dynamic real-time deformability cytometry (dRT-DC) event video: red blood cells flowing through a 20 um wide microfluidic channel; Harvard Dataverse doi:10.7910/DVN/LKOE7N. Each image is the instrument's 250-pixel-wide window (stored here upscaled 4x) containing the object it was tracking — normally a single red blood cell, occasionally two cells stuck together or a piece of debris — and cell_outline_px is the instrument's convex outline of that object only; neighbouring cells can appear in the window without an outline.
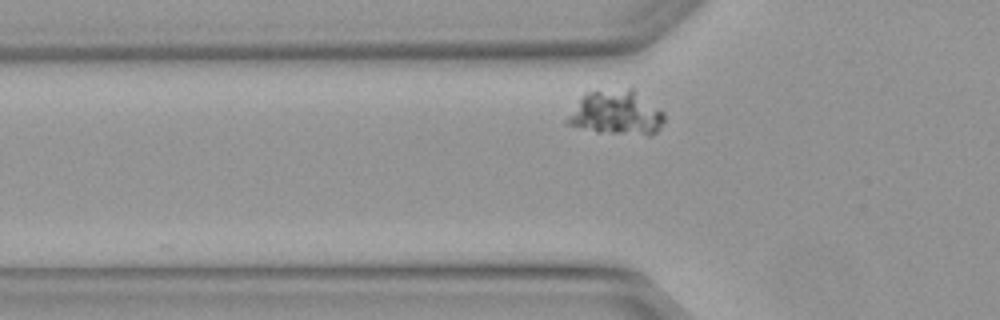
{"species": "Egyptian fruit bat (a non-hibernating species)", "species_latin": "Rousettus aegyptiacus", "temperature_condition": "warm", "stored_images_in_passage": 2, "camera_frame_rate_fps": 3000, "um_per_image_px": 0.085, "animal": {"sex": "female"}, "frame": {"image": 1, "passage_image": 2, "time_ms": 0.333, "image_size_px": [1000, 320], "cell_outline_px": [[664, 120], [660, 128], [652, 136], [648, 136], [596, 132], [564, 124], [564, 120], [580, 100], [588, 92], [628, 88], [632, 88], [664, 112]], "centroid_in_image_um": [52.41, 9.63], "position_along_channel_um": 73.4, "area_um2": 25.14}}